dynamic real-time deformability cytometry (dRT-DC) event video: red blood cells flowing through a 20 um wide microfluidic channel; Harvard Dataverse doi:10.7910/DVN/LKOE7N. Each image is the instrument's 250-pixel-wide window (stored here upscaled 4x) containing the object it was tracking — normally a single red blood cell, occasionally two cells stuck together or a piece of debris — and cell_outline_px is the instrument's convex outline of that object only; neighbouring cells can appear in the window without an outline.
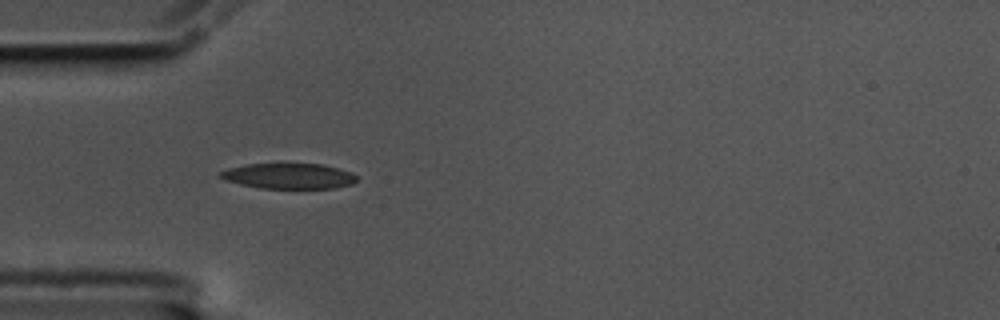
{"species": "common noctule bat (a hibernating species)", "species_latin": "Nyctalus noctula", "temperature_condition": "cold", "stored_images_in_passage": 26, "camera_frame_rate_fps": 3000, "um_per_image_px": 0.085, "animal": {"sex": "male", "body_mass_g": 17.5, "forearm_length_mm": 52.3}, "frame": {"image": 1, "passage_image": 1, "time_ms": 0.0, "image_size_px": [1000, 320], "cell_outline_px": [[356, 180], [352, 184], [336, 188], [260, 188], [240, 184], [224, 180], [216, 176], [216, 172], [228, 168], [248, 164], [280, 160], [324, 164], [352, 172], [356, 176]], "centroid_in_image_um": [24.48, 14.9], "position_along_channel_um": 60.5, "area_um2": 21.5}}